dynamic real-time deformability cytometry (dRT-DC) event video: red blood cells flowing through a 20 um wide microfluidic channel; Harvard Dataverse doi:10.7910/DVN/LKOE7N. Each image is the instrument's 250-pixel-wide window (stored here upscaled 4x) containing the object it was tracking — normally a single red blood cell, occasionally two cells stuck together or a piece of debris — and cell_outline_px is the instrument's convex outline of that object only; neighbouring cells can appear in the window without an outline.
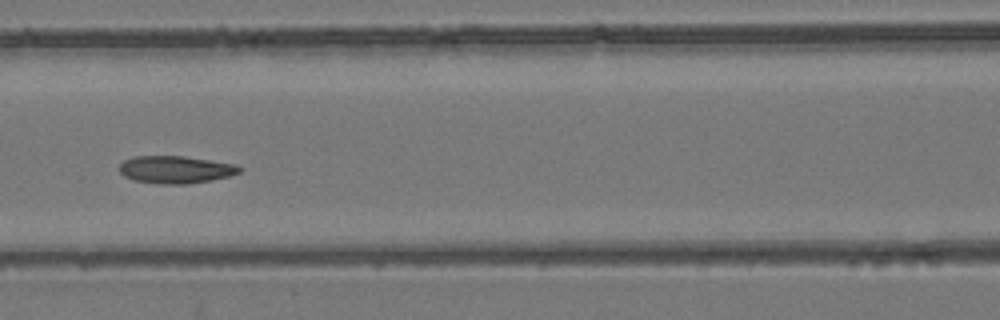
{"species": "common noctule bat (a hibernating species)", "species_latin": "Nyctalus noctula", "temperature_condition": "room temperature", "stored_images_in_passage": 7, "camera_frame_rate_fps": 3000, "um_per_image_px": 0.085, "animal": {"sex": "female", "body_mass_g": 24.6, "forearm_length_mm": 56.2}, "frame": {"image": 1, "passage_image": 7, "time_ms": 7.0, "image_size_px": [1000, 320], "cell_outline_px": [[244, 168], [240, 172], [228, 176], [212, 180], [188, 184], [164, 184], [136, 180], [124, 176], [120, 172], [120, 164], [124, 160], [132, 156], [184, 156], [236, 164]], "centroid_in_image_um": [14.95, 14.4], "position_along_channel_um": 151.6, "area_um2": 19.19}}